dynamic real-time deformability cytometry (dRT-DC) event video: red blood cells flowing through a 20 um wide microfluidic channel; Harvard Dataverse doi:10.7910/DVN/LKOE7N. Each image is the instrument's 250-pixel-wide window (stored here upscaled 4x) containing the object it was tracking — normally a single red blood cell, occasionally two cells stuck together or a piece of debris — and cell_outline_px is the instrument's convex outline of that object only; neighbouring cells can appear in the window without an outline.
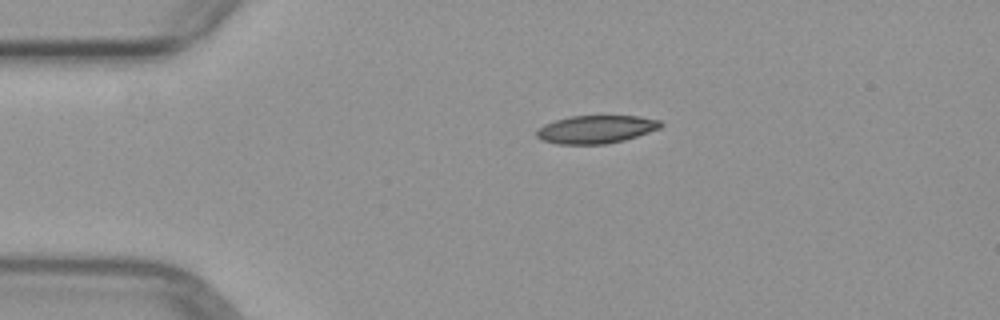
{"species": "common noctule bat (a hibernating species)", "species_latin": "Nyctalus noctula", "temperature_condition": "warm", "stored_images_in_passage": 2, "camera_frame_rate_fps": 3000, "um_per_image_px": 0.085, "animal": {"sex": "female", "body_mass_g": 29.2, "forearm_length_mm": 56.3}, "frame": {"image": 1, "passage_image": 1, "time_ms": 0.0, "image_size_px": [1000, 320], "cell_outline_px": [[664, 124], [660, 128], [624, 140], [604, 144], [556, 144], [540, 140], [536, 136], [536, 128], [544, 124], [568, 116], [640, 116], [660, 120]], "centroid_in_image_um": [50.62, 10.99], "position_along_channel_um": 34.4, "area_um2": 20.35}}